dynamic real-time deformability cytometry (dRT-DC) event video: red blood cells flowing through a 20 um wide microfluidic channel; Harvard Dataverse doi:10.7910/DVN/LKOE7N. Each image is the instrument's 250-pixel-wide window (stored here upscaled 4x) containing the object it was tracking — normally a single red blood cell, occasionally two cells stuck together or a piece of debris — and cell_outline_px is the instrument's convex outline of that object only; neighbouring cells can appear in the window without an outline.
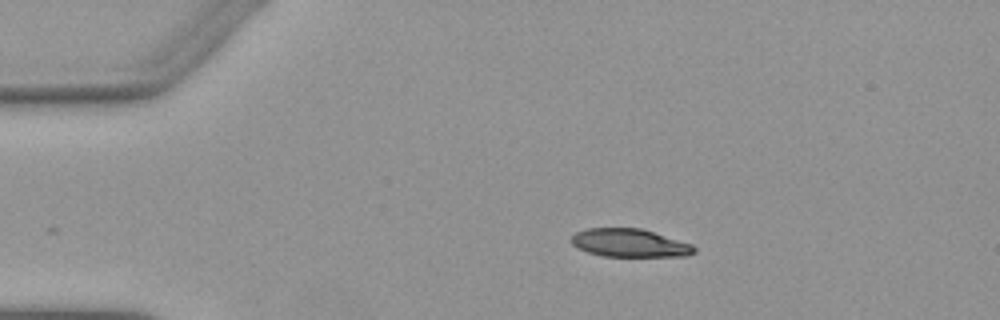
{"species": "Egyptian fruit bat (a non-hibernating species)", "species_latin": "Rousettus aegyptiacus", "temperature_condition": "warm", "stored_images_in_passage": 33, "camera_frame_rate_fps": 3000, "um_per_image_px": 0.085, "animal": {"sex": "female"}, "frame": {"image": 1, "passage_image": 1, "time_ms": 0.0, "image_size_px": [1000, 320], "cell_outline_px": [[696, 252], [688, 256], [604, 256], [588, 252], [572, 244], [568, 240], [576, 232], [588, 228], [640, 228], [692, 244], [696, 248]], "centroid_in_image_um": [53.52, 20.65], "position_along_channel_um": 31.5, "area_um2": 20.06}}
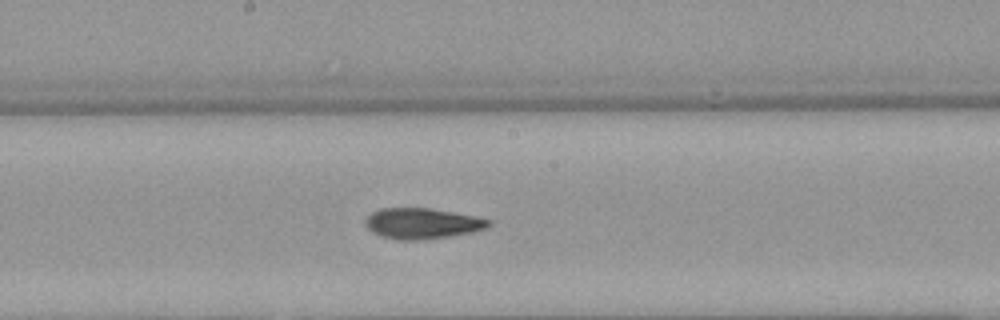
{"frame": {"image": 2, "passage_image": 19, "time_ms": 6.0, "image_size_px": [1000, 320], "cell_outline_px": [[492, 224], [488, 228], [472, 232], [424, 240], [396, 240], [372, 232], [364, 224], [364, 220], [372, 212], [380, 208], [428, 208], [452, 212], [492, 220]], "centroid_in_image_um": [35.88, 19.0], "position_along_channel_um": 212.3, "area_um2": 22.02}}
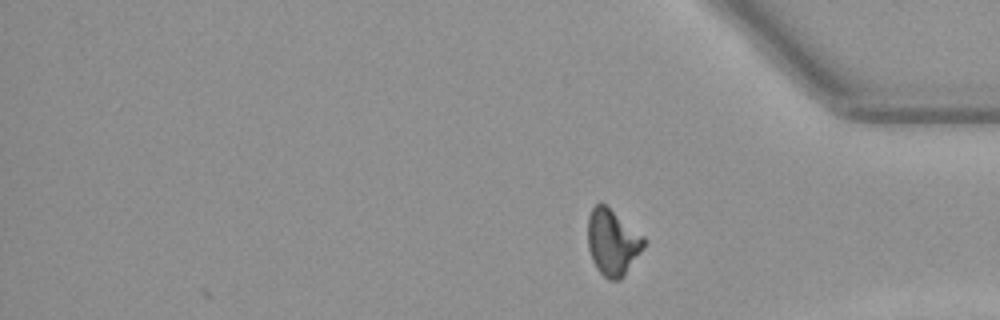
{"frame": {"image": 3, "passage_image": 33, "time_ms": 10.667, "image_size_px": [1000, 320], "cell_outline_px": [[644, 248], [624, 276], [620, 280], [608, 280], [596, 268], [592, 260], [588, 248], [588, 216], [592, 208], [596, 204], [604, 204], [644, 236]], "centroid_in_image_um": [52.06, 20.62], "position_along_channel_um": 383.1, "area_um2": 21.44}, "authors_computed_cell_mechanics": {"area_um2": 21.8484, "velocity_mm_per_s": 3.9049, "shape_relaxation_time_tau1_ms": 7.4718, "shape_relaxation_time_tau2_ms": 4.2295, "deformation_change_tau1": 0.2069, "deformation_change_tau2": 0.1091}}